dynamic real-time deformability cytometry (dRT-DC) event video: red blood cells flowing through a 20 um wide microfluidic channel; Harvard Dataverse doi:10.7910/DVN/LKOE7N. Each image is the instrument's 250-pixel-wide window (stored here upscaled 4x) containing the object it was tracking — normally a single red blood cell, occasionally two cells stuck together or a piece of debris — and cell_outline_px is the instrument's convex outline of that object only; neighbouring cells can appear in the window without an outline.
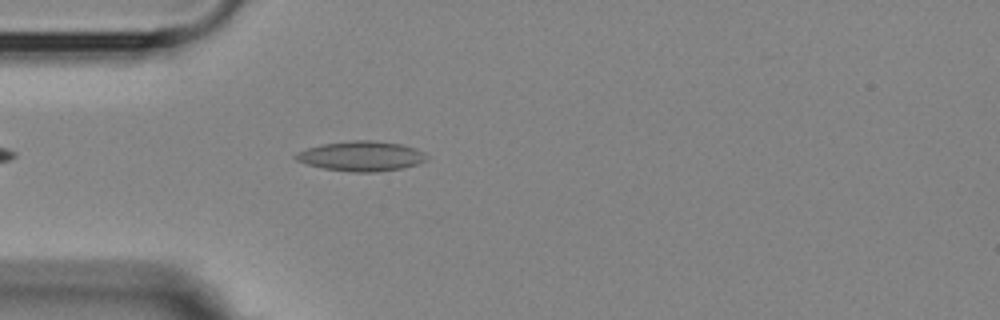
{"species": "Egyptian fruit bat (a non-hibernating species)", "species_latin": "Rousettus aegyptiacus", "temperature_condition": "room temperature", "stored_images_in_passage": 2, "camera_frame_rate_fps": 3000, "um_per_image_px": 0.085, "animal": {"sex": "female"}, "frame": {"image": 1, "passage_image": 2, "time_ms": 1.0, "image_size_px": [1000, 320], "cell_outline_px": [[428, 156], [424, 160], [416, 164], [400, 168], [372, 172], [352, 172], [324, 168], [308, 164], [296, 160], [292, 156], [296, 152], [320, 144], [352, 140], [368, 140], [400, 144], [416, 148], [424, 152]], "centroid_in_image_um": [30.67, 13.26], "position_along_channel_um": 54.3, "area_um2": 22.6}}